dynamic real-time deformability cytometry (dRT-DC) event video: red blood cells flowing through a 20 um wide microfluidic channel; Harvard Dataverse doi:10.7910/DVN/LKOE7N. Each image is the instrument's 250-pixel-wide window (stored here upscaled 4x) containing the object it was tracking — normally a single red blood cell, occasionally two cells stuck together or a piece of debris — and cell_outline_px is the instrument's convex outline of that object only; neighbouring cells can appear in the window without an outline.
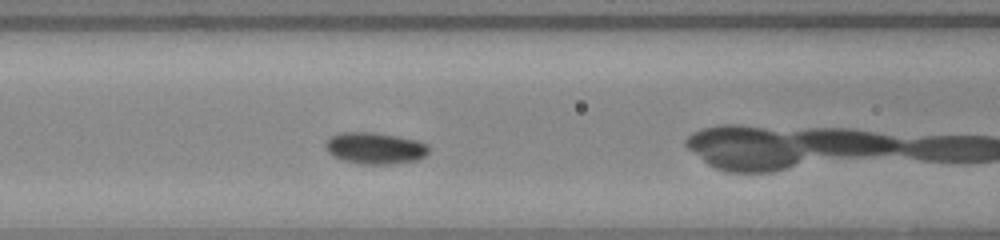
{"species": "common noctule bat (a hibernating species)", "species_latin": "Nyctalus noctula", "temperature_condition": "warm", "stored_images_in_passage": 14, "camera_frame_rate_fps": 3000, "um_per_image_px": 0.085, "animal": {"sex": "female", "body_mass_g": 23.0, "forearm_length_mm": 53.4}, "frame": {"image": 1, "passage_image": 7, "time_ms": 2.0, "image_size_px": [1000, 240], "cell_outline_px": [[428, 152], [420, 160], [392, 164], [360, 164], [344, 160], [332, 156], [328, 152], [324, 144], [332, 136], [340, 132], [372, 132], [396, 136], [416, 140], [428, 144]], "centroid_in_image_um": [31.88, 12.6], "position_along_channel_um": 134.7, "area_um2": 19.02}}
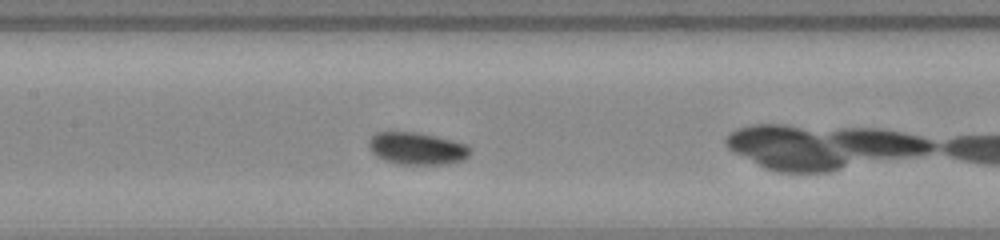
{"frame": {"image": 2, "passage_image": 10, "time_ms": 3.0, "image_size_px": [1000, 240], "cell_outline_px": [[468, 156], [464, 160], [444, 164], [396, 164], [384, 160], [376, 156], [368, 148], [368, 140], [376, 132], [416, 132], [464, 144], [468, 148]], "centroid_in_image_um": [35.35, 12.63], "position_along_channel_um": 172.1, "area_um2": 18.73}}